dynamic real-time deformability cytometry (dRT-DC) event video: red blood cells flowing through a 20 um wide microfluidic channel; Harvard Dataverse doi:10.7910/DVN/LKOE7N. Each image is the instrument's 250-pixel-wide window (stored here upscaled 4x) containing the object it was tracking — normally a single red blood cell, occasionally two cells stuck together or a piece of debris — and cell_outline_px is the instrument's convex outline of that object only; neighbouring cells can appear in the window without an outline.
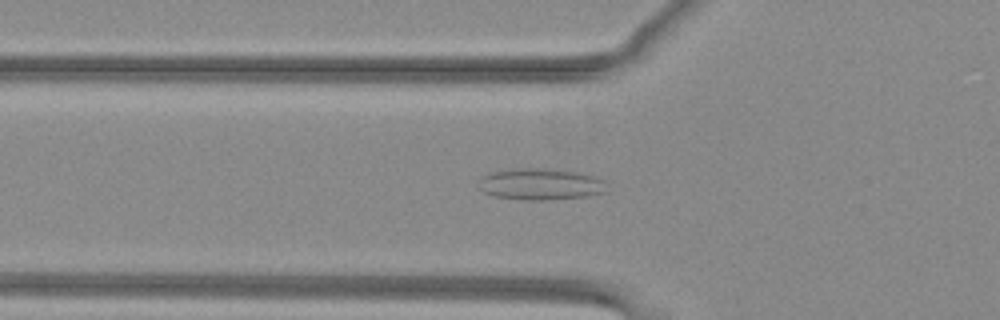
{"species": "common noctule bat (a hibernating species)", "species_latin": "Nyctalus noctula", "temperature_condition": "warm", "stored_images_in_passage": 43, "camera_frame_rate_fps": 3000, "um_per_image_px": 0.085, "animal": {"sex": "female", "body_mass_g": 29.2, "forearm_length_mm": 56.3}, "frame": {"image": 1, "passage_image": 14, "time_ms": 4.333, "image_size_px": [1000, 320], "cell_outline_px": [[604, 192], [588, 196], [552, 200], [524, 200], [496, 196], [484, 192], [480, 188], [480, 180], [484, 176], [492, 172], [516, 168], [552, 168], [580, 172], [596, 176], [604, 180]], "centroid_in_image_um": [45.99, 15.65], "position_along_channel_um": 79.8, "area_um2": 23.58}}
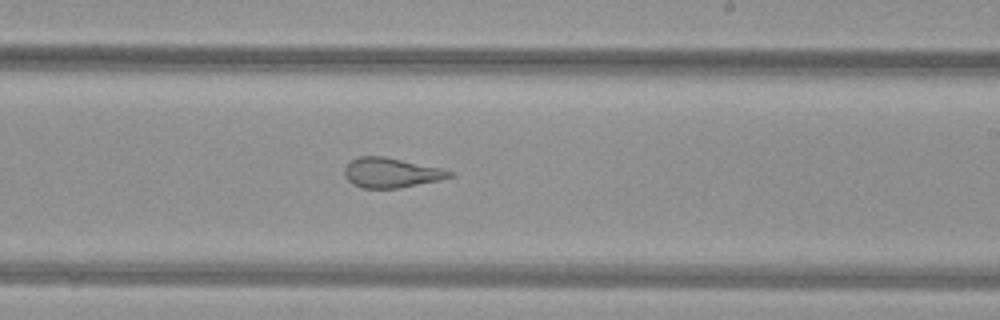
{"frame": {"image": 2, "passage_image": 27, "time_ms": 8.667, "image_size_px": [1000, 320], "cell_outline_px": [[456, 176], [440, 180], [396, 188], [360, 188], [352, 184], [344, 176], [344, 168], [352, 160], [360, 156], [384, 156], [440, 168], [452, 172]], "centroid_in_image_um": [33.23, 14.69], "position_along_channel_um": 255.8, "area_um2": 18.15}}
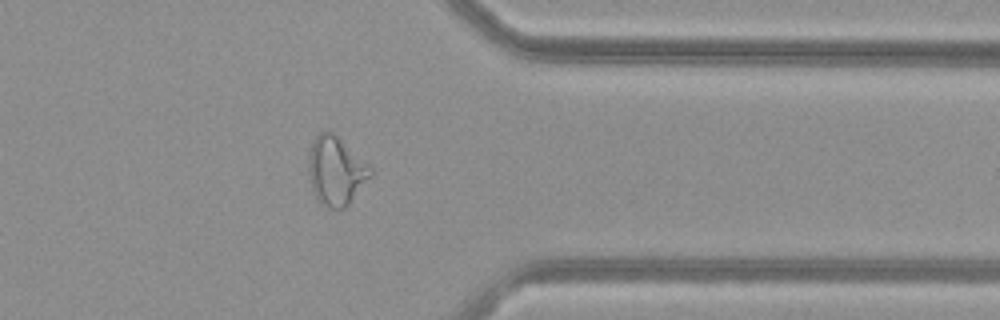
{"frame": {"image": 3, "passage_image": 37, "time_ms": 12.0, "image_size_px": [1000, 320], "cell_outline_px": [[372, 176], [348, 204], [344, 208], [328, 208], [316, 196], [312, 188], [308, 172], [308, 152], [312, 140], [320, 132], [332, 132], [368, 164], [372, 168]], "centroid_in_image_um": [28.54, 14.51], "position_along_channel_um": 382.9, "area_um2": 24.39}}